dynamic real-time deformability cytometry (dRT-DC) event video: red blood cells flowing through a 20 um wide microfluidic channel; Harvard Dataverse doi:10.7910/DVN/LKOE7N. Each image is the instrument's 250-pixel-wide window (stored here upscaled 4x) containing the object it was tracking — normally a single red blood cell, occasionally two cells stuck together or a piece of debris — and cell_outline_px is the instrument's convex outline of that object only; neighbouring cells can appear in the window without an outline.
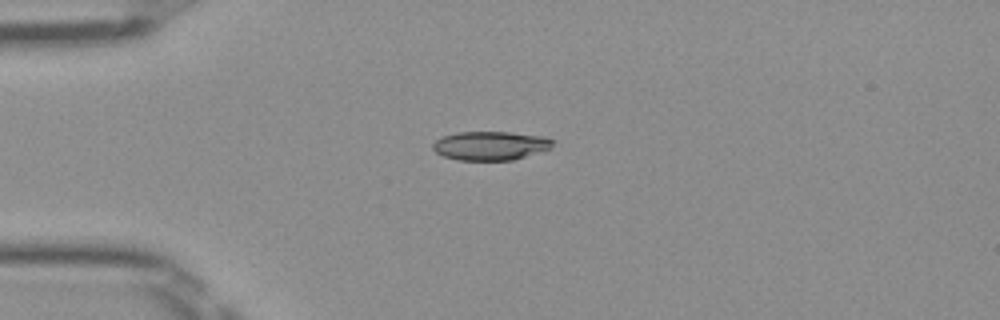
{"species": "Egyptian fruit bat (a non-hibernating species)", "species_latin": "Rousettus aegyptiacus", "temperature_condition": "room temperature", "stored_images_in_passage": 39, "camera_frame_rate_fps": 3000, "um_per_image_px": 0.085, "frame": {"image": 1, "passage_image": 1, "time_ms": 0.0, "image_size_px": [1000, 320], "cell_outline_px": [[556, 140], [552, 148], [512, 160], [456, 160], [444, 156], [436, 152], [432, 148], [432, 144], [440, 136], [460, 132], [512, 132], [544, 136]], "centroid_in_image_um": [41.71, 12.37], "position_along_channel_um": 43.3, "area_um2": 20.35}}
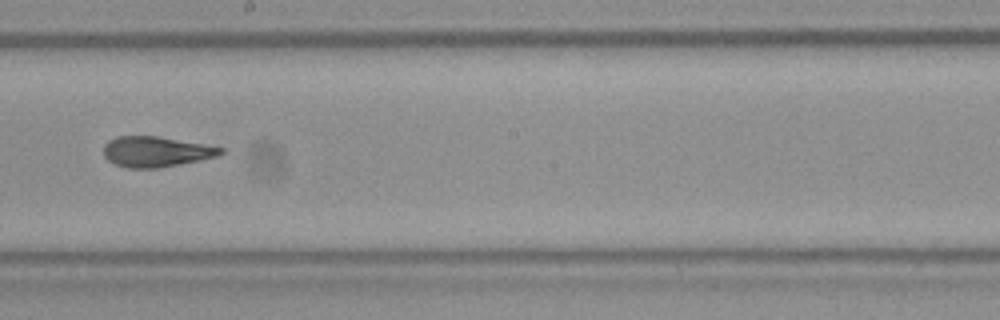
{"frame": {"image": 2, "passage_image": 17, "time_ms": 5.333, "image_size_px": [1000, 320], "cell_outline_px": [[224, 152], [220, 156], [160, 168], [128, 168], [116, 164], [108, 160], [104, 156], [104, 144], [108, 140], [116, 136], [160, 136], [204, 144], [224, 148]], "centroid_in_image_um": [13.28, 12.89], "position_along_channel_um": 234.9, "area_um2": 20.92}}
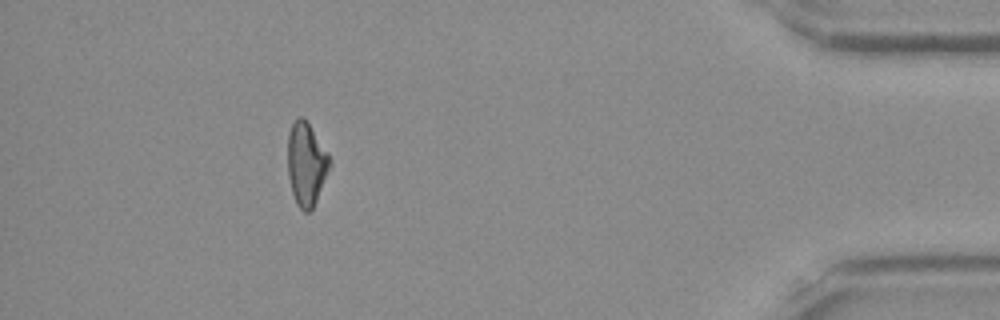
{"frame": {"image": 3, "passage_image": 34, "time_ms": 11.0, "image_size_px": [1000, 320], "cell_outline_px": [[332, 164], [316, 200], [312, 208], [308, 212], [304, 212], [296, 204], [292, 192], [288, 176], [288, 132], [292, 124], [300, 116], [304, 116], [328, 152], [332, 160]], "centroid_in_image_um": [26.04, 13.92], "position_along_channel_um": 409.2, "area_um2": 20.46}, "authors_computed_cell_mechanics": {"area_um2": 20.9236, "velocity_mm_per_s": 4.0239, "shape_relaxation_time_tau1_ms": null, "shape_relaxation_time_tau2_ms": 1.9554, "deformation_change_tau1": null, "deformation_change_tau2": 0.0836}}